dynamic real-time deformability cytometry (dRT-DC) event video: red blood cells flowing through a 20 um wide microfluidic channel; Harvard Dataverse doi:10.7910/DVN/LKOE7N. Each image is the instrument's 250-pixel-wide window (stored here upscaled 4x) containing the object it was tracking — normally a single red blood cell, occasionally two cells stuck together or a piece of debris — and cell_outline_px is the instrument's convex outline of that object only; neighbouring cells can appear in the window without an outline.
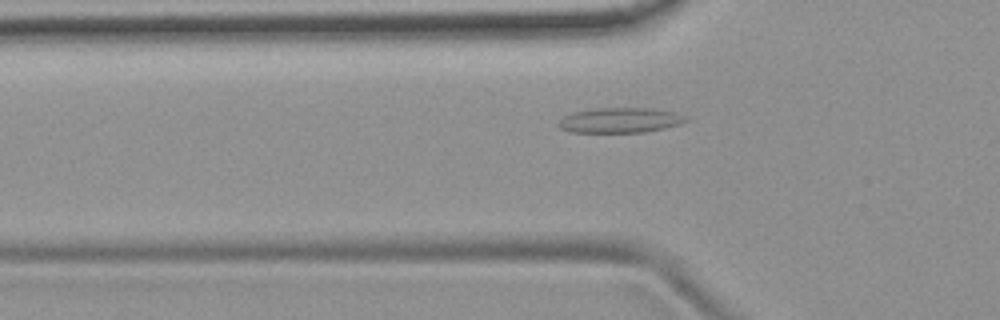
{"species": "common noctule bat (a hibernating species)", "species_latin": "Nyctalus noctula", "temperature_condition": "room temperature", "stored_images_in_passage": 45, "camera_frame_rate_fps": 3000, "um_per_image_px": 0.085, "animal": {"sex": "female", "body_mass_g": 19.9}, "frame": {"image": 1, "passage_image": 9, "time_ms": 2.667, "image_size_px": [1000, 320], "cell_outline_px": [[692, 120], [680, 124], [664, 128], [644, 132], [572, 132], [560, 128], [556, 124], [564, 116], [572, 112], [596, 108], [652, 108], [676, 112]], "centroid_in_image_um": [52.73, 10.21], "position_along_channel_um": 73.1, "area_um2": 18.73}}
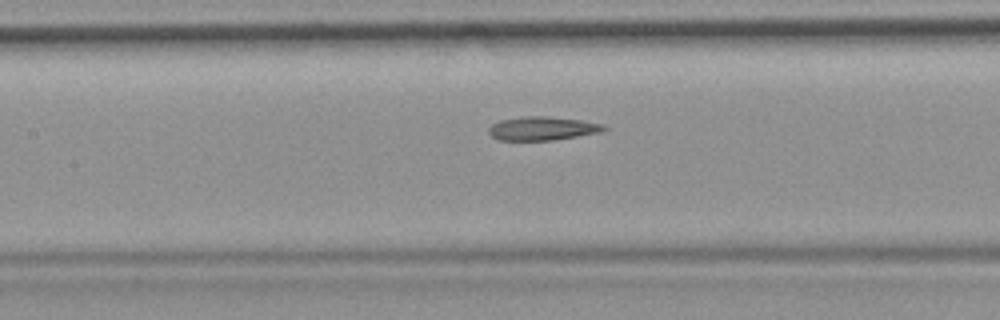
{"frame": {"image": 2, "passage_image": 16, "time_ms": 5.0, "image_size_px": [1000, 320], "cell_outline_px": [[608, 128], [604, 132], [552, 140], [496, 140], [488, 132], [488, 128], [492, 124], [500, 120], [520, 116], [548, 116], [584, 120], [604, 124]], "centroid_in_image_um": [46.13, 10.91], "position_along_channel_um": 161.3, "area_um2": 16.18}}
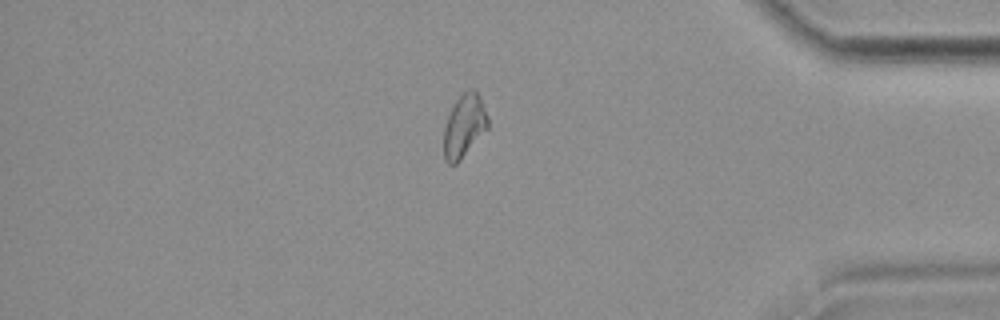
{"frame": {"image": 3, "passage_image": 37, "time_ms": 12.0, "image_size_px": [1000, 320], "cell_outline_px": [[488, 128], [460, 160], [456, 164], [448, 164], [444, 160], [444, 128], [448, 116], [456, 100], [468, 88], [472, 88], [476, 92], [488, 116]], "centroid_in_image_um": [39.44, 10.72], "position_along_channel_um": 395.8, "area_um2": 15.9}, "authors_computed_cell_mechanics": {"area_um2": 16.3574, "velocity_mm_per_s": 3.7637, "shape_relaxation_time_tau1_ms": null, "shape_relaxation_time_tau2_ms": 2.943, "deformation_change_tau1": null, "deformation_change_tau2": 0.1185}}